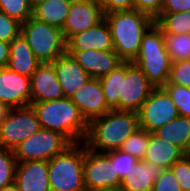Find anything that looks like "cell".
<instances>
[{
  "label": "cell",
  "mask_w": 190,
  "mask_h": 191,
  "mask_svg": "<svg viewBox=\"0 0 190 191\" xmlns=\"http://www.w3.org/2000/svg\"><path fill=\"white\" fill-rule=\"evenodd\" d=\"M138 128V112L111 109L88 123L84 143L87 148L97 152L117 150Z\"/></svg>",
  "instance_id": "cell-1"
},
{
  "label": "cell",
  "mask_w": 190,
  "mask_h": 191,
  "mask_svg": "<svg viewBox=\"0 0 190 191\" xmlns=\"http://www.w3.org/2000/svg\"><path fill=\"white\" fill-rule=\"evenodd\" d=\"M114 51L124 62H132L138 55L143 35L154 24V19L139 10L105 13Z\"/></svg>",
  "instance_id": "cell-2"
},
{
  "label": "cell",
  "mask_w": 190,
  "mask_h": 191,
  "mask_svg": "<svg viewBox=\"0 0 190 191\" xmlns=\"http://www.w3.org/2000/svg\"><path fill=\"white\" fill-rule=\"evenodd\" d=\"M41 128L60 132L72 143L85 141L88 122L70 98L32 103Z\"/></svg>",
  "instance_id": "cell-3"
},
{
  "label": "cell",
  "mask_w": 190,
  "mask_h": 191,
  "mask_svg": "<svg viewBox=\"0 0 190 191\" xmlns=\"http://www.w3.org/2000/svg\"><path fill=\"white\" fill-rule=\"evenodd\" d=\"M132 63L141 69L155 88L168 82L171 59L165 47V36L155 24L143 35L138 55Z\"/></svg>",
  "instance_id": "cell-4"
},
{
  "label": "cell",
  "mask_w": 190,
  "mask_h": 191,
  "mask_svg": "<svg viewBox=\"0 0 190 191\" xmlns=\"http://www.w3.org/2000/svg\"><path fill=\"white\" fill-rule=\"evenodd\" d=\"M84 142L73 143L48 161L51 191H86L83 182Z\"/></svg>",
  "instance_id": "cell-5"
},
{
  "label": "cell",
  "mask_w": 190,
  "mask_h": 191,
  "mask_svg": "<svg viewBox=\"0 0 190 191\" xmlns=\"http://www.w3.org/2000/svg\"><path fill=\"white\" fill-rule=\"evenodd\" d=\"M21 34L41 63H51L66 53V41L58 27L30 17L21 24Z\"/></svg>",
  "instance_id": "cell-6"
},
{
  "label": "cell",
  "mask_w": 190,
  "mask_h": 191,
  "mask_svg": "<svg viewBox=\"0 0 190 191\" xmlns=\"http://www.w3.org/2000/svg\"><path fill=\"white\" fill-rule=\"evenodd\" d=\"M73 143L57 131L41 128L20 142L13 150L17 162L49 161L65 151Z\"/></svg>",
  "instance_id": "cell-7"
},
{
  "label": "cell",
  "mask_w": 190,
  "mask_h": 191,
  "mask_svg": "<svg viewBox=\"0 0 190 191\" xmlns=\"http://www.w3.org/2000/svg\"><path fill=\"white\" fill-rule=\"evenodd\" d=\"M83 182L86 191H119L121 179L106 152H97L84 143Z\"/></svg>",
  "instance_id": "cell-8"
},
{
  "label": "cell",
  "mask_w": 190,
  "mask_h": 191,
  "mask_svg": "<svg viewBox=\"0 0 190 191\" xmlns=\"http://www.w3.org/2000/svg\"><path fill=\"white\" fill-rule=\"evenodd\" d=\"M41 129L31 105L11 108L0 125V147L14 150L22 141Z\"/></svg>",
  "instance_id": "cell-9"
},
{
  "label": "cell",
  "mask_w": 190,
  "mask_h": 191,
  "mask_svg": "<svg viewBox=\"0 0 190 191\" xmlns=\"http://www.w3.org/2000/svg\"><path fill=\"white\" fill-rule=\"evenodd\" d=\"M154 88L136 64L123 62L119 110L138 112Z\"/></svg>",
  "instance_id": "cell-10"
},
{
  "label": "cell",
  "mask_w": 190,
  "mask_h": 191,
  "mask_svg": "<svg viewBox=\"0 0 190 191\" xmlns=\"http://www.w3.org/2000/svg\"><path fill=\"white\" fill-rule=\"evenodd\" d=\"M139 126L153 133L179 116L177 107L163 87L154 88L138 111Z\"/></svg>",
  "instance_id": "cell-11"
},
{
  "label": "cell",
  "mask_w": 190,
  "mask_h": 191,
  "mask_svg": "<svg viewBox=\"0 0 190 191\" xmlns=\"http://www.w3.org/2000/svg\"><path fill=\"white\" fill-rule=\"evenodd\" d=\"M104 15L99 0H72L61 29L65 41L67 42L75 34L97 25L104 19Z\"/></svg>",
  "instance_id": "cell-12"
},
{
  "label": "cell",
  "mask_w": 190,
  "mask_h": 191,
  "mask_svg": "<svg viewBox=\"0 0 190 191\" xmlns=\"http://www.w3.org/2000/svg\"><path fill=\"white\" fill-rule=\"evenodd\" d=\"M30 77L8 67L0 68V103L9 109L30 105Z\"/></svg>",
  "instance_id": "cell-13"
},
{
  "label": "cell",
  "mask_w": 190,
  "mask_h": 191,
  "mask_svg": "<svg viewBox=\"0 0 190 191\" xmlns=\"http://www.w3.org/2000/svg\"><path fill=\"white\" fill-rule=\"evenodd\" d=\"M70 99L77 105L81 115L88 123L111 110L105 101L100 80L97 78H90L76 90Z\"/></svg>",
  "instance_id": "cell-14"
},
{
  "label": "cell",
  "mask_w": 190,
  "mask_h": 191,
  "mask_svg": "<svg viewBox=\"0 0 190 191\" xmlns=\"http://www.w3.org/2000/svg\"><path fill=\"white\" fill-rule=\"evenodd\" d=\"M30 85V105L32 103L58 100L65 97L52 63H41L30 76Z\"/></svg>",
  "instance_id": "cell-15"
},
{
  "label": "cell",
  "mask_w": 190,
  "mask_h": 191,
  "mask_svg": "<svg viewBox=\"0 0 190 191\" xmlns=\"http://www.w3.org/2000/svg\"><path fill=\"white\" fill-rule=\"evenodd\" d=\"M66 52L77 61L91 78H102L124 62L114 50L98 51L91 49Z\"/></svg>",
  "instance_id": "cell-16"
},
{
  "label": "cell",
  "mask_w": 190,
  "mask_h": 191,
  "mask_svg": "<svg viewBox=\"0 0 190 191\" xmlns=\"http://www.w3.org/2000/svg\"><path fill=\"white\" fill-rule=\"evenodd\" d=\"M114 50L111 30L105 18L94 27L75 34L66 42V51Z\"/></svg>",
  "instance_id": "cell-17"
},
{
  "label": "cell",
  "mask_w": 190,
  "mask_h": 191,
  "mask_svg": "<svg viewBox=\"0 0 190 191\" xmlns=\"http://www.w3.org/2000/svg\"><path fill=\"white\" fill-rule=\"evenodd\" d=\"M14 184L19 191H51L48 162L44 160L17 162Z\"/></svg>",
  "instance_id": "cell-18"
},
{
  "label": "cell",
  "mask_w": 190,
  "mask_h": 191,
  "mask_svg": "<svg viewBox=\"0 0 190 191\" xmlns=\"http://www.w3.org/2000/svg\"><path fill=\"white\" fill-rule=\"evenodd\" d=\"M64 96L70 98L91 76L67 52L51 62Z\"/></svg>",
  "instance_id": "cell-19"
},
{
  "label": "cell",
  "mask_w": 190,
  "mask_h": 191,
  "mask_svg": "<svg viewBox=\"0 0 190 191\" xmlns=\"http://www.w3.org/2000/svg\"><path fill=\"white\" fill-rule=\"evenodd\" d=\"M162 170L152 162L139 160L121 180L119 191H152L154 182Z\"/></svg>",
  "instance_id": "cell-20"
},
{
  "label": "cell",
  "mask_w": 190,
  "mask_h": 191,
  "mask_svg": "<svg viewBox=\"0 0 190 191\" xmlns=\"http://www.w3.org/2000/svg\"><path fill=\"white\" fill-rule=\"evenodd\" d=\"M9 45L10 55L7 67L20 75L30 77L41 62L36 58L21 33Z\"/></svg>",
  "instance_id": "cell-21"
},
{
  "label": "cell",
  "mask_w": 190,
  "mask_h": 191,
  "mask_svg": "<svg viewBox=\"0 0 190 191\" xmlns=\"http://www.w3.org/2000/svg\"><path fill=\"white\" fill-rule=\"evenodd\" d=\"M184 155L186 153L177 145L164 141L154 133H150L149 144L142 161L152 162L162 169H170Z\"/></svg>",
  "instance_id": "cell-22"
},
{
  "label": "cell",
  "mask_w": 190,
  "mask_h": 191,
  "mask_svg": "<svg viewBox=\"0 0 190 191\" xmlns=\"http://www.w3.org/2000/svg\"><path fill=\"white\" fill-rule=\"evenodd\" d=\"M164 141L180 147L190 154V118L179 115L153 132Z\"/></svg>",
  "instance_id": "cell-23"
},
{
  "label": "cell",
  "mask_w": 190,
  "mask_h": 191,
  "mask_svg": "<svg viewBox=\"0 0 190 191\" xmlns=\"http://www.w3.org/2000/svg\"><path fill=\"white\" fill-rule=\"evenodd\" d=\"M72 0H47L32 10V17L49 25L63 28Z\"/></svg>",
  "instance_id": "cell-24"
},
{
  "label": "cell",
  "mask_w": 190,
  "mask_h": 191,
  "mask_svg": "<svg viewBox=\"0 0 190 191\" xmlns=\"http://www.w3.org/2000/svg\"><path fill=\"white\" fill-rule=\"evenodd\" d=\"M154 24L164 35L190 34V11L176 13H160Z\"/></svg>",
  "instance_id": "cell-25"
},
{
  "label": "cell",
  "mask_w": 190,
  "mask_h": 191,
  "mask_svg": "<svg viewBox=\"0 0 190 191\" xmlns=\"http://www.w3.org/2000/svg\"><path fill=\"white\" fill-rule=\"evenodd\" d=\"M105 101L111 109L119 110V95L121 94V65L99 78Z\"/></svg>",
  "instance_id": "cell-26"
},
{
  "label": "cell",
  "mask_w": 190,
  "mask_h": 191,
  "mask_svg": "<svg viewBox=\"0 0 190 191\" xmlns=\"http://www.w3.org/2000/svg\"><path fill=\"white\" fill-rule=\"evenodd\" d=\"M171 62L190 59V34L164 35Z\"/></svg>",
  "instance_id": "cell-27"
},
{
  "label": "cell",
  "mask_w": 190,
  "mask_h": 191,
  "mask_svg": "<svg viewBox=\"0 0 190 191\" xmlns=\"http://www.w3.org/2000/svg\"><path fill=\"white\" fill-rule=\"evenodd\" d=\"M150 132L138 128L121 145L120 150L142 160L149 144Z\"/></svg>",
  "instance_id": "cell-28"
},
{
  "label": "cell",
  "mask_w": 190,
  "mask_h": 191,
  "mask_svg": "<svg viewBox=\"0 0 190 191\" xmlns=\"http://www.w3.org/2000/svg\"><path fill=\"white\" fill-rule=\"evenodd\" d=\"M16 166L13 150L0 147V189L14 184Z\"/></svg>",
  "instance_id": "cell-29"
},
{
  "label": "cell",
  "mask_w": 190,
  "mask_h": 191,
  "mask_svg": "<svg viewBox=\"0 0 190 191\" xmlns=\"http://www.w3.org/2000/svg\"><path fill=\"white\" fill-rule=\"evenodd\" d=\"M32 10L28 0H0V11L21 24L32 17Z\"/></svg>",
  "instance_id": "cell-30"
},
{
  "label": "cell",
  "mask_w": 190,
  "mask_h": 191,
  "mask_svg": "<svg viewBox=\"0 0 190 191\" xmlns=\"http://www.w3.org/2000/svg\"><path fill=\"white\" fill-rule=\"evenodd\" d=\"M163 88L175 103L179 115L190 118V89L175 84H165Z\"/></svg>",
  "instance_id": "cell-31"
},
{
  "label": "cell",
  "mask_w": 190,
  "mask_h": 191,
  "mask_svg": "<svg viewBox=\"0 0 190 191\" xmlns=\"http://www.w3.org/2000/svg\"><path fill=\"white\" fill-rule=\"evenodd\" d=\"M106 153L109 155L111 163L114 164L115 173L118 174L121 180L139 162V159L120 149L108 151Z\"/></svg>",
  "instance_id": "cell-32"
},
{
  "label": "cell",
  "mask_w": 190,
  "mask_h": 191,
  "mask_svg": "<svg viewBox=\"0 0 190 191\" xmlns=\"http://www.w3.org/2000/svg\"><path fill=\"white\" fill-rule=\"evenodd\" d=\"M166 84L190 87V59L171 62L169 80Z\"/></svg>",
  "instance_id": "cell-33"
},
{
  "label": "cell",
  "mask_w": 190,
  "mask_h": 191,
  "mask_svg": "<svg viewBox=\"0 0 190 191\" xmlns=\"http://www.w3.org/2000/svg\"><path fill=\"white\" fill-rule=\"evenodd\" d=\"M170 169L179 181L182 191H190V154L184 155Z\"/></svg>",
  "instance_id": "cell-34"
},
{
  "label": "cell",
  "mask_w": 190,
  "mask_h": 191,
  "mask_svg": "<svg viewBox=\"0 0 190 191\" xmlns=\"http://www.w3.org/2000/svg\"><path fill=\"white\" fill-rule=\"evenodd\" d=\"M21 33V23L0 11V41L10 43Z\"/></svg>",
  "instance_id": "cell-35"
},
{
  "label": "cell",
  "mask_w": 190,
  "mask_h": 191,
  "mask_svg": "<svg viewBox=\"0 0 190 191\" xmlns=\"http://www.w3.org/2000/svg\"><path fill=\"white\" fill-rule=\"evenodd\" d=\"M152 191H182L171 169H163L155 180Z\"/></svg>",
  "instance_id": "cell-36"
},
{
  "label": "cell",
  "mask_w": 190,
  "mask_h": 191,
  "mask_svg": "<svg viewBox=\"0 0 190 191\" xmlns=\"http://www.w3.org/2000/svg\"><path fill=\"white\" fill-rule=\"evenodd\" d=\"M164 0H134V9L155 19L161 12Z\"/></svg>",
  "instance_id": "cell-37"
},
{
  "label": "cell",
  "mask_w": 190,
  "mask_h": 191,
  "mask_svg": "<svg viewBox=\"0 0 190 191\" xmlns=\"http://www.w3.org/2000/svg\"><path fill=\"white\" fill-rule=\"evenodd\" d=\"M104 14L134 9V0H99Z\"/></svg>",
  "instance_id": "cell-38"
},
{
  "label": "cell",
  "mask_w": 190,
  "mask_h": 191,
  "mask_svg": "<svg viewBox=\"0 0 190 191\" xmlns=\"http://www.w3.org/2000/svg\"><path fill=\"white\" fill-rule=\"evenodd\" d=\"M190 11V0H164L160 13Z\"/></svg>",
  "instance_id": "cell-39"
},
{
  "label": "cell",
  "mask_w": 190,
  "mask_h": 191,
  "mask_svg": "<svg viewBox=\"0 0 190 191\" xmlns=\"http://www.w3.org/2000/svg\"><path fill=\"white\" fill-rule=\"evenodd\" d=\"M10 55V45L0 41V68L7 67Z\"/></svg>",
  "instance_id": "cell-40"
},
{
  "label": "cell",
  "mask_w": 190,
  "mask_h": 191,
  "mask_svg": "<svg viewBox=\"0 0 190 191\" xmlns=\"http://www.w3.org/2000/svg\"><path fill=\"white\" fill-rule=\"evenodd\" d=\"M8 110L9 108L6 105L0 103V125L5 120Z\"/></svg>",
  "instance_id": "cell-41"
},
{
  "label": "cell",
  "mask_w": 190,
  "mask_h": 191,
  "mask_svg": "<svg viewBox=\"0 0 190 191\" xmlns=\"http://www.w3.org/2000/svg\"><path fill=\"white\" fill-rule=\"evenodd\" d=\"M0 191H19L15 184L0 189Z\"/></svg>",
  "instance_id": "cell-42"
},
{
  "label": "cell",
  "mask_w": 190,
  "mask_h": 191,
  "mask_svg": "<svg viewBox=\"0 0 190 191\" xmlns=\"http://www.w3.org/2000/svg\"><path fill=\"white\" fill-rule=\"evenodd\" d=\"M28 1L31 5V8L33 9L34 7L39 5L40 3H43L44 1H47V0H28Z\"/></svg>",
  "instance_id": "cell-43"
}]
</instances>
